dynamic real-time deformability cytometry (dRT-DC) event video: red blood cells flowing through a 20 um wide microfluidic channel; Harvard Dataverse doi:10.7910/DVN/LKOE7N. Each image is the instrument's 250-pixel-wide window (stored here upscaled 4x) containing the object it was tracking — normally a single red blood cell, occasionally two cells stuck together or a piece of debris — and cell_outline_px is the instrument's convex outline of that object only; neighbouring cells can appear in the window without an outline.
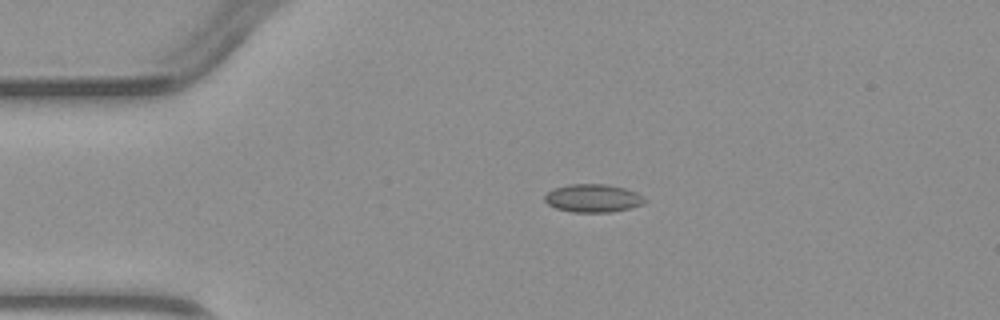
{"species": "common noctule bat (a hibernating species)", "species_latin": "Nyctalus noctula", "temperature_condition": "warm", "stored_images_in_passage": 2, "camera_frame_rate_fps": 3000, "um_per_image_px": 0.085, "animal": {"sex": "male", "body_mass_g": 23.1, "forearm_length_mm": 52.7}, "frame": {"image": 1, "passage_image": 1, "time_ms": 0.0, "image_size_px": [1000, 320], "cell_outline_px": [[648, 200], [644, 204], [632, 208], [612, 212], [572, 212], [556, 208], [548, 204], [544, 200], [544, 196], [548, 192], [556, 188], [568, 184], [604, 184], [624, 188], [636, 192], [644, 196]], "centroid_in_image_um": [50.45, 16.85], "position_along_channel_um": 34.6, "area_um2": 16.47}}